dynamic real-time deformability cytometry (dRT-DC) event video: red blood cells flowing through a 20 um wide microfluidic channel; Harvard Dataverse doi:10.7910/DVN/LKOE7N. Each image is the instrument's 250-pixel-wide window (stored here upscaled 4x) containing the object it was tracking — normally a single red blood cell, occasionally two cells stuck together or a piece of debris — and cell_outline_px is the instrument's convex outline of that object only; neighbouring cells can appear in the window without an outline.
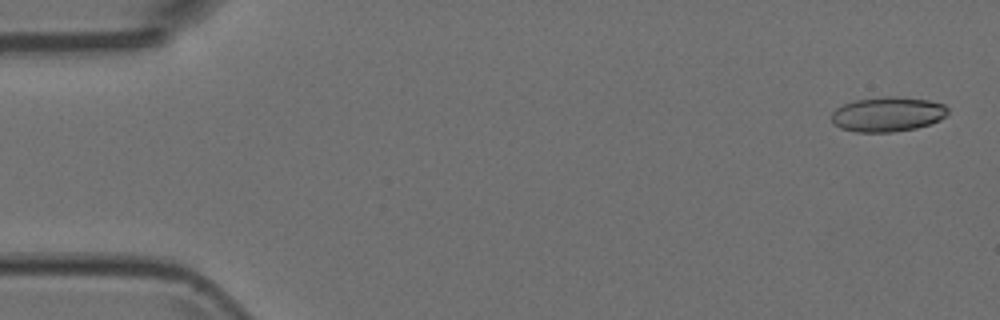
{"species": "Egyptian fruit bat (a non-hibernating species)", "species_latin": "Rousettus aegyptiacus", "temperature_condition": "room temperature", "stored_images_in_passage": 7, "camera_frame_rate_fps": 3000, "um_per_image_px": 0.085, "animal": {"sex": "female"}, "frame": {"image": 1, "passage_image": 1, "time_ms": 0.0, "image_size_px": [1000, 320], "cell_outline_px": [[948, 112], [940, 120], [916, 128], [892, 132], [856, 132], [840, 128], [832, 124], [832, 112], [836, 108], [844, 104], [856, 100], [888, 96], [896, 96], [928, 100], [944, 104], [948, 108]], "centroid_in_image_um": [75.43, 9.71], "position_along_channel_um": 9.6, "area_um2": 23.52}}
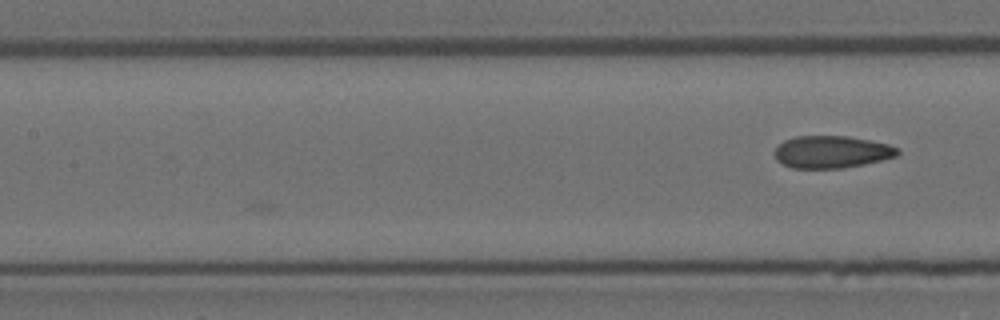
{"frame": {"image": 2, "passage_image": 7, "time_ms": 2.0, "image_size_px": [1000, 320], "cell_outline_px": [[900, 152], [896, 156], [864, 164], [844, 168], [792, 168], [776, 160], [776, 148], [784, 140], [796, 136], [848, 136], [888, 144], [900, 148]], "centroid_in_image_um": [70.71, 12.91], "position_along_channel_um": 136.7, "area_um2": 23.0}}